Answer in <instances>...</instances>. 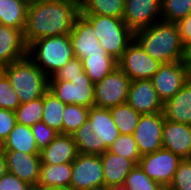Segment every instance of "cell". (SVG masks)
<instances>
[{
  "label": "cell",
  "instance_id": "obj_12",
  "mask_svg": "<svg viewBox=\"0 0 191 190\" xmlns=\"http://www.w3.org/2000/svg\"><path fill=\"white\" fill-rule=\"evenodd\" d=\"M65 105H81L87 108L94 106V84L83 72L74 81H49V89Z\"/></svg>",
  "mask_w": 191,
  "mask_h": 190
},
{
  "label": "cell",
  "instance_id": "obj_28",
  "mask_svg": "<svg viewBox=\"0 0 191 190\" xmlns=\"http://www.w3.org/2000/svg\"><path fill=\"white\" fill-rule=\"evenodd\" d=\"M43 105L42 122L63 134V112L66 105L49 90L43 95Z\"/></svg>",
  "mask_w": 191,
  "mask_h": 190
},
{
  "label": "cell",
  "instance_id": "obj_2",
  "mask_svg": "<svg viewBox=\"0 0 191 190\" xmlns=\"http://www.w3.org/2000/svg\"><path fill=\"white\" fill-rule=\"evenodd\" d=\"M134 39L153 59L161 64L183 61L186 47L183 45L176 23L158 21L134 32Z\"/></svg>",
  "mask_w": 191,
  "mask_h": 190
},
{
  "label": "cell",
  "instance_id": "obj_21",
  "mask_svg": "<svg viewBox=\"0 0 191 190\" xmlns=\"http://www.w3.org/2000/svg\"><path fill=\"white\" fill-rule=\"evenodd\" d=\"M72 163L41 164L37 189L70 190Z\"/></svg>",
  "mask_w": 191,
  "mask_h": 190
},
{
  "label": "cell",
  "instance_id": "obj_26",
  "mask_svg": "<svg viewBox=\"0 0 191 190\" xmlns=\"http://www.w3.org/2000/svg\"><path fill=\"white\" fill-rule=\"evenodd\" d=\"M85 74L93 84L103 80L118 67V61L108 54H95L82 59Z\"/></svg>",
  "mask_w": 191,
  "mask_h": 190
},
{
  "label": "cell",
  "instance_id": "obj_47",
  "mask_svg": "<svg viewBox=\"0 0 191 190\" xmlns=\"http://www.w3.org/2000/svg\"><path fill=\"white\" fill-rule=\"evenodd\" d=\"M185 63L188 65L189 67V80L191 81V61H185Z\"/></svg>",
  "mask_w": 191,
  "mask_h": 190
},
{
  "label": "cell",
  "instance_id": "obj_24",
  "mask_svg": "<svg viewBox=\"0 0 191 190\" xmlns=\"http://www.w3.org/2000/svg\"><path fill=\"white\" fill-rule=\"evenodd\" d=\"M30 0H0V24L24 31Z\"/></svg>",
  "mask_w": 191,
  "mask_h": 190
},
{
  "label": "cell",
  "instance_id": "obj_6",
  "mask_svg": "<svg viewBox=\"0 0 191 190\" xmlns=\"http://www.w3.org/2000/svg\"><path fill=\"white\" fill-rule=\"evenodd\" d=\"M93 26L94 35L106 53L119 60L134 40V32L123 19L97 14H82Z\"/></svg>",
  "mask_w": 191,
  "mask_h": 190
},
{
  "label": "cell",
  "instance_id": "obj_35",
  "mask_svg": "<svg viewBox=\"0 0 191 190\" xmlns=\"http://www.w3.org/2000/svg\"><path fill=\"white\" fill-rule=\"evenodd\" d=\"M167 190H191V161L183 159Z\"/></svg>",
  "mask_w": 191,
  "mask_h": 190
},
{
  "label": "cell",
  "instance_id": "obj_31",
  "mask_svg": "<svg viewBox=\"0 0 191 190\" xmlns=\"http://www.w3.org/2000/svg\"><path fill=\"white\" fill-rule=\"evenodd\" d=\"M89 117V108L71 104L66 105L63 112V134L73 135Z\"/></svg>",
  "mask_w": 191,
  "mask_h": 190
},
{
  "label": "cell",
  "instance_id": "obj_29",
  "mask_svg": "<svg viewBox=\"0 0 191 190\" xmlns=\"http://www.w3.org/2000/svg\"><path fill=\"white\" fill-rule=\"evenodd\" d=\"M109 110L120 134L133 135L141 114L135 111L127 102L111 107Z\"/></svg>",
  "mask_w": 191,
  "mask_h": 190
},
{
  "label": "cell",
  "instance_id": "obj_11",
  "mask_svg": "<svg viewBox=\"0 0 191 190\" xmlns=\"http://www.w3.org/2000/svg\"><path fill=\"white\" fill-rule=\"evenodd\" d=\"M151 80L158 97L164 104L189 81V67L184 60L162 64Z\"/></svg>",
  "mask_w": 191,
  "mask_h": 190
},
{
  "label": "cell",
  "instance_id": "obj_4",
  "mask_svg": "<svg viewBox=\"0 0 191 190\" xmlns=\"http://www.w3.org/2000/svg\"><path fill=\"white\" fill-rule=\"evenodd\" d=\"M4 74L20 103L43 97L49 89V77L28 56L6 65Z\"/></svg>",
  "mask_w": 191,
  "mask_h": 190
},
{
  "label": "cell",
  "instance_id": "obj_3",
  "mask_svg": "<svg viewBox=\"0 0 191 190\" xmlns=\"http://www.w3.org/2000/svg\"><path fill=\"white\" fill-rule=\"evenodd\" d=\"M78 153L102 155L120 136L110 110L92 106L88 120L73 133Z\"/></svg>",
  "mask_w": 191,
  "mask_h": 190
},
{
  "label": "cell",
  "instance_id": "obj_7",
  "mask_svg": "<svg viewBox=\"0 0 191 190\" xmlns=\"http://www.w3.org/2000/svg\"><path fill=\"white\" fill-rule=\"evenodd\" d=\"M104 187L100 155L78 153L72 162L70 190H102Z\"/></svg>",
  "mask_w": 191,
  "mask_h": 190
},
{
  "label": "cell",
  "instance_id": "obj_38",
  "mask_svg": "<svg viewBox=\"0 0 191 190\" xmlns=\"http://www.w3.org/2000/svg\"><path fill=\"white\" fill-rule=\"evenodd\" d=\"M31 130L33 132L37 147L40 151L47 147L59 134L53 128L47 126L42 121H39L31 126Z\"/></svg>",
  "mask_w": 191,
  "mask_h": 190
},
{
  "label": "cell",
  "instance_id": "obj_44",
  "mask_svg": "<svg viewBox=\"0 0 191 190\" xmlns=\"http://www.w3.org/2000/svg\"><path fill=\"white\" fill-rule=\"evenodd\" d=\"M184 61H191V43L186 47Z\"/></svg>",
  "mask_w": 191,
  "mask_h": 190
},
{
  "label": "cell",
  "instance_id": "obj_18",
  "mask_svg": "<svg viewBox=\"0 0 191 190\" xmlns=\"http://www.w3.org/2000/svg\"><path fill=\"white\" fill-rule=\"evenodd\" d=\"M162 145L182 159H188L191 153V125L165 119Z\"/></svg>",
  "mask_w": 191,
  "mask_h": 190
},
{
  "label": "cell",
  "instance_id": "obj_46",
  "mask_svg": "<svg viewBox=\"0 0 191 190\" xmlns=\"http://www.w3.org/2000/svg\"><path fill=\"white\" fill-rule=\"evenodd\" d=\"M5 151V143L4 141L0 138V152H4Z\"/></svg>",
  "mask_w": 191,
  "mask_h": 190
},
{
  "label": "cell",
  "instance_id": "obj_40",
  "mask_svg": "<svg viewBox=\"0 0 191 190\" xmlns=\"http://www.w3.org/2000/svg\"><path fill=\"white\" fill-rule=\"evenodd\" d=\"M17 121L13 110L0 109V138L5 141Z\"/></svg>",
  "mask_w": 191,
  "mask_h": 190
},
{
  "label": "cell",
  "instance_id": "obj_25",
  "mask_svg": "<svg viewBox=\"0 0 191 190\" xmlns=\"http://www.w3.org/2000/svg\"><path fill=\"white\" fill-rule=\"evenodd\" d=\"M4 143L5 150L20 151L28 154H40L31 127L20 123H16Z\"/></svg>",
  "mask_w": 191,
  "mask_h": 190
},
{
  "label": "cell",
  "instance_id": "obj_32",
  "mask_svg": "<svg viewBox=\"0 0 191 190\" xmlns=\"http://www.w3.org/2000/svg\"><path fill=\"white\" fill-rule=\"evenodd\" d=\"M191 13V0H161V20L177 23Z\"/></svg>",
  "mask_w": 191,
  "mask_h": 190
},
{
  "label": "cell",
  "instance_id": "obj_36",
  "mask_svg": "<svg viewBox=\"0 0 191 190\" xmlns=\"http://www.w3.org/2000/svg\"><path fill=\"white\" fill-rule=\"evenodd\" d=\"M19 105V96L12 89L9 79L4 74L0 78V109L15 111Z\"/></svg>",
  "mask_w": 191,
  "mask_h": 190
},
{
  "label": "cell",
  "instance_id": "obj_23",
  "mask_svg": "<svg viewBox=\"0 0 191 190\" xmlns=\"http://www.w3.org/2000/svg\"><path fill=\"white\" fill-rule=\"evenodd\" d=\"M164 118L174 122L191 125V81L163 104Z\"/></svg>",
  "mask_w": 191,
  "mask_h": 190
},
{
  "label": "cell",
  "instance_id": "obj_8",
  "mask_svg": "<svg viewBox=\"0 0 191 190\" xmlns=\"http://www.w3.org/2000/svg\"><path fill=\"white\" fill-rule=\"evenodd\" d=\"M130 78L117 67L94 84V106L111 108L127 102Z\"/></svg>",
  "mask_w": 191,
  "mask_h": 190
},
{
  "label": "cell",
  "instance_id": "obj_22",
  "mask_svg": "<svg viewBox=\"0 0 191 190\" xmlns=\"http://www.w3.org/2000/svg\"><path fill=\"white\" fill-rule=\"evenodd\" d=\"M100 158L103 165L105 187L124 184L127 175L136 165L132 160L109 150L100 155Z\"/></svg>",
  "mask_w": 191,
  "mask_h": 190
},
{
  "label": "cell",
  "instance_id": "obj_17",
  "mask_svg": "<svg viewBox=\"0 0 191 190\" xmlns=\"http://www.w3.org/2000/svg\"><path fill=\"white\" fill-rule=\"evenodd\" d=\"M4 153L8 172L36 188L41 165L40 154H28L12 150H5Z\"/></svg>",
  "mask_w": 191,
  "mask_h": 190
},
{
  "label": "cell",
  "instance_id": "obj_20",
  "mask_svg": "<svg viewBox=\"0 0 191 190\" xmlns=\"http://www.w3.org/2000/svg\"><path fill=\"white\" fill-rule=\"evenodd\" d=\"M27 48L20 29L0 24V63L6 66L26 57Z\"/></svg>",
  "mask_w": 191,
  "mask_h": 190
},
{
  "label": "cell",
  "instance_id": "obj_39",
  "mask_svg": "<svg viewBox=\"0 0 191 190\" xmlns=\"http://www.w3.org/2000/svg\"><path fill=\"white\" fill-rule=\"evenodd\" d=\"M0 190H34V187L7 172L0 178Z\"/></svg>",
  "mask_w": 191,
  "mask_h": 190
},
{
  "label": "cell",
  "instance_id": "obj_1",
  "mask_svg": "<svg viewBox=\"0 0 191 190\" xmlns=\"http://www.w3.org/2000/svg\"><path fill=\"white\" fill-rule=\"evenodd\" d=\"M79 0H35L27 8L26 45L45 37L69 34L80 15Z\"/></svg>",
  "mask_w": 191,
  "mask_h": 190
},
{
  "label": "cell",
  "instance_id": "obj_34",
  "mask_svg": "<svg viewBox=\"0 0 191 190\" xmlns=\"http://www.w3.org/2000/svg\"><path fill=\"white\" fill-rule=\"evenodd\" d=\"M124 184L129 190H165L159 183L152 180L139 165L134 166Z\"/></svg>",
  "mask_w": 191,
  "mask_h": 190
},
{
  "label": "cell",
  "instance_id": "obj_5",
  "mask_svg": "<svg viewBox=\"0 0 191 190\" xmlns=\"http://www.w3.org/2000/svg\"><path fill=\"white\" fill-rule=\"evenodd\" d=\"M27 56L48 77L75 57L69 34L45 37L30 43Z\"/></svg>",
  "mask_w": 191,
  "mask_h": 190
},
{
  "label": "cell",
  "instance_id": "obj_48",
  "mask_svg": "<svg viewBox=\"0 0 191 190\" xmlns=\"http://www.w3.org/2000/svg\"><path fill=\"white\" fill-rule=\"evenodd\" d=\"M188 160L191 161V153H190V156L188 157Z\"/></svg>",
  "mask_w": 191,
  "mask_h": 190
},
{
  "label": "cell",
  "instance_id": "obj_43",
  "mask_svg": "<svg viewBox=\"0 0 191 190\" xmlns=\"http://www.w3.org/2000/svg\"><path fill=\"white\" fill-rule=\"evenodd\" d=\"M102 190H129L125 184L112 185L104 187Z\"/></svg>",
  "mask_w": 191,
  "mask_h": 190
},
{
  "label": "cell",
  "instance_id": "obj_16",
  "mask_svg": "<svg viewBox=\"0 0 191 190\" xmlns=\"http://www.w3.org/2000/svg\"><path fill=\"white\" fill-rule=\"evenodd\" d=\"M75 57L80 60L95 54H107L94 35L92 24L80 14L69 33Z\"/></svg>",
  "mask_w": 191,
  "mask_h": 190
},
{
  "label": "cell",
  "instance_id": "obj_30",
  "mask_svg": "<svg viewBox=\"0 0 191 190\" xmlns=\"http://www.w3.org/2000/svg\"><path fill=\"white\" fill-rule=\"evenodd\" d=\"M44 112L43 97L32 100L27 103H20L14 111L17 123L25 126H33L42 121Z\"/></svg>",
  "mask_w": 191,
  "mask_h": 190
},
{
  "label": "cell",
  "instance_id": "obj_14",
  "mask_svg": "<svg viewBox=\"0 0 191 190\" xmlns=\"http://www.w3.org/2000/svg\"><path fill=\"white\" fill-rule=\"evenodd\" d=\"M123 21L133 31L161 21V0H125Z\"/></svg>",
  "mask_w": 191,
  "mask_h": 190
},
{
  "label": "cell",
  "instance_id": "obj_41",
  "mask_svg": "<svg viewBox=\"0 0 191 190\" xmlns=\"http://www.w3.org/2000/svg\"><path fill=\"white\" fill-rule=\"evenodd\" d=\"M181 41L185 47L191 43V13L177 23Z\"/></svg>",
  "mask_w": 191,
  "mask_h": 190
},
{
  "label": "cell",
  "instance_id": "obj_19",
  "mask_svg": "<svg viewBox=\"0 0 191 190\" xmlns=\"http://www.w3.org/2000/svg\"><path fill=\"white\" fill-rule=\"evenodd\" d=\"M78 155L72 135L59 133L55 139L40 151L41 164L59 165L72 163Z\"/></svg>",
  "mask_w": 191,
  "mask_h": 190
},
{
  "label": "cell",
  "instance_id": "obj_27",
  "mask_svg": "<svg viewBox=\"0 0 191 190\" xmlns=\"http://www.w3.org/2000/svg\"><path fill=\"white\" fill-rule=\"evenodd\" d=\"M81 14H97L123 18L125 0H79Z\"/></svg>",
  "mask_w": 191,
  "mask_h": 190
},
{
  "label": "cell",
  "instance_id": "obj_33",
  "mask_svg": "<svg viewBox=\"0 0 191 190\" xmlns=\"http://www.w3.org/2000/svg\"><path fill=\"white\" fill-rule=\"evenodd\" d=\"M108 150L112 153L132 160L136 165H138L141 158L137 143L134 136L131 134H120Z\"/></svg>",
  "mask_w": 191,
  "mask_h": 190
},
{
  "label": "cell",
  "instance_id": "obj_37",
  "mask_svg": "<svg viewBox=\"0 0 191 190\" xmlns=\"http://www.w3.org/2000/svg\"><path fill=\"white\" fill-rule=\"evenodd\" d=\"M84 72L82 60L78 57L71 59L65 66L60 68L53 76L49 77V81H69L81 77Z\"/></svg>",
  "mask_w": 191,
  "mask_h": 190
},
{
  "label": "cell",
  "instance_id": "obj_45",
  "mask_svg": "<svg viewBox=\"0 0 191 190\" xmlns=\"http://www.w3.org/2000/svg\"><path fill=\"white\" fill-rule=\"evenodd\" d=\"M5 65L0 63V78L4 75Z\"/></svg>",
  "mask_w": 191,
  "mask_h": 190
},
{
  "label": "cell",
  "instance_id": "obj_15",
  "mask_svg": "<svg viewBox=\"0 0 191 190\" xmlns=\"http://www.w3.org/2000/svg\"><path fill=\"white\" fill-rule=\"evenodd\" d=\"M127 103L141 115L163 112V103L151 79L131 81Z\"/></svg>",
  "mask_w": 191,
  "mask_h": 190
},
{
  "label": "cell",
  "instance_id": "obj_9",
  "mask_svg": "<svg viewBox=\"0 0 191 190\" xmlns=\"http://www.w3.org/2000/svg\"><path fill=\"white\" fill-rule=\"evenodd\" d=\"M182 160L179 155L162 147L156 152L142 155L138 165L152 180L167 189Z\"/></svg>",
  "mask_w": 191,
  "mask_h": 190
},
{
  "label": "cell",
  "instance_id": "obj_10",
  "mask_svg": "<svg viewBox=\"0 0 191 190\" xmlns=\"http://www.w3.org/2000/svg\"><path fill=\"white\" fill-rule=\"evenodd\" d=\"M162 64L151 58L134 39L118 60V67L134 80L151 79Z\"/></svg>",
  "mask_w": 191,
  "mask_h": 190
},
{
  "label": "cell",
  "instance_id": "obj_42",
  "mask_svg": "<svg viewBox=\"0 0 191 190\" xmlns=\"http://www.w3.org/2000/svg\"><path fill=\"white\" fill-rule=\"evenodd\" d=\"M8 172L7 160L4 152H0V178Z\"/></svg>",
  "mask_w": 191,
  "mask_h": 190
},
{
  "label": "cell",
  "instance_id": "obj_13",
  "mask_svg": "<svg viewBox=\"0 0 191 190\" xmlns=\"http://www.w3.org/2000/svg\"><path fill=\"white\" fill-rule=\"evenodd\" d=\"M165 122L163 112L141 115L133 136L142 155L156 152L163 147L162 129Z\"/></svg>",
  "mask_w": 191,
  "mask_h": 190
}]
</instances>
